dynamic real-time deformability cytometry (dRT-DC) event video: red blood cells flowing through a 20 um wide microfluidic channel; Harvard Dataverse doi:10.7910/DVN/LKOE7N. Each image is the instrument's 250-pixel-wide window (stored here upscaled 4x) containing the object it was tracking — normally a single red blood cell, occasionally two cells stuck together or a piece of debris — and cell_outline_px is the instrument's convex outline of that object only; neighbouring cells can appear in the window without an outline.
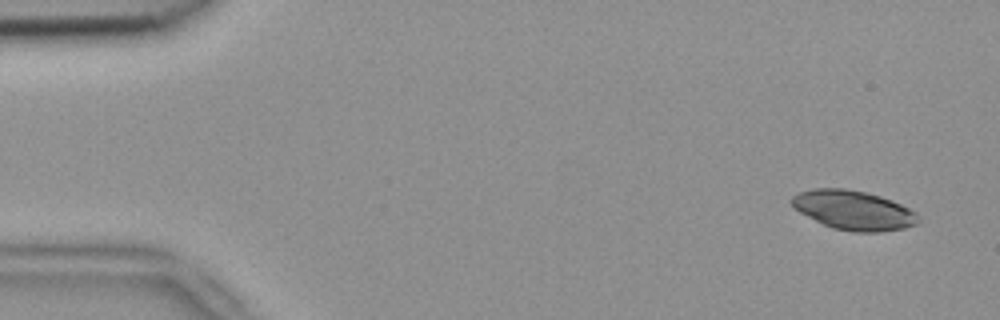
{"species": "common noctule bat (a hibernating species)", "species_latin": "Nyctalus noctula", "temperature_condition": "room temperature", "stored_images_in_passage": 3, "camera_frame_rate_fps": 3000, "um_per_image_px": 0.085, "animal": {"sex": "female", "body_mass_g": 18.4}, "frame": {"image": 1, "passage_image": 1, "time_ms": 0.0, "image_size_px": [1000, 320], "cell_outline_px": [[920, 220], [916, 224], [904, 228], [880, 232], [852, 232], [832, 228], [800, 212], [792, 204], [792, 196], [800, 192], [812, 188], [844, 188], [868, 192], [892, 200], [916, 212], [920, 216]], "centroid_in_image_um": [72.59, 17.86], "position_along_channel_um": 12.4, "area_um2": 28.96}}